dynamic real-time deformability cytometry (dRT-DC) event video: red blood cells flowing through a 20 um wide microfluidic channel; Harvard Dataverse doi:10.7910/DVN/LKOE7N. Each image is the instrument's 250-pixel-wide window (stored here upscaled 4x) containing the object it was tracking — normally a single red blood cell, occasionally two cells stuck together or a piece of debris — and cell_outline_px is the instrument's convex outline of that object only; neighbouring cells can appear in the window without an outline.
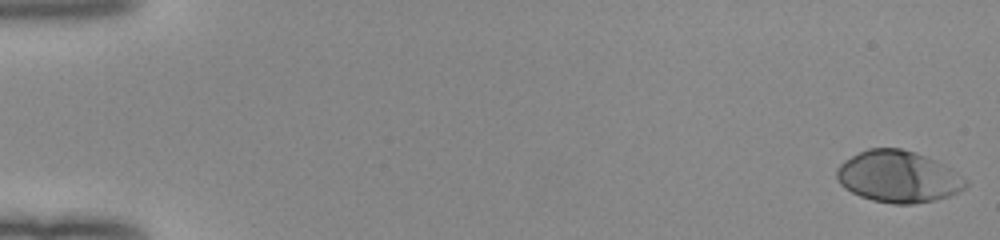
{"species": "human", "species_latin": "Homo sapiens", "temperature_condition": "room temperature", "stored_images_in_passage": 52, "camera_frame_rate_fps": 3000, "um_per_image_px": 0.085, "donor": {"sex": "female"}, "frame": {"image": 1, "passage_image": 1, "time_ms": 0.0, "image_size_px": [1000, 240], "cell_outline_px": [[968, 184], [960, 192], [936, 200], [912, 204], [892, 204], [872, 200], [860, 196], [844, 188], [836, 180], [836, 168], [844, 160], [868, 148], [900, 148], [924, 156], [940, 164], [968, 180]], "centroid_in_image_um": [76.3, 15.04], "position_along_channel_um": 8.7, "area_um2": 38.49}}
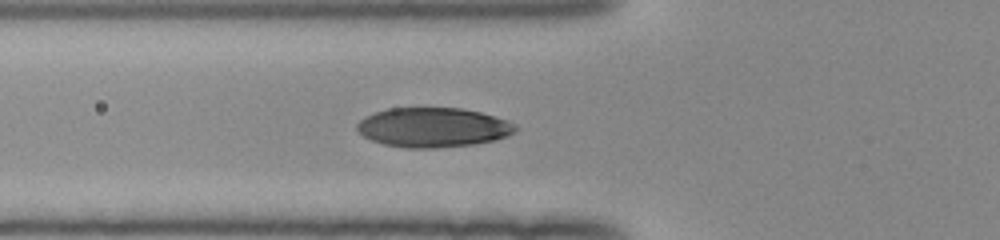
{"frame": {"image": 2, "passage_image": 20, "time_ms": 6.333, "image_size_px": [1000, 240], "cell_outline_px": [[520, 128], [508, 136], [492, 140], [472, 144], [432, 148], [408, 148], [384, 144], [372, 140], [364, 136], [356, 128], [356, 124], [364, 116], [388, 108], [464, 108], [480, 112], [508, 120], [516, 124]], "centroid_in_image_um": [36.83, 10.82], "position_along_channel_um": 89.0, "area_um2": 36.47}}
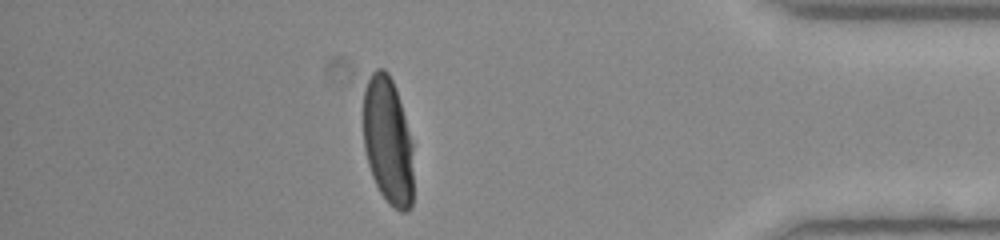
{"frame": {"image": 3, "passage_image": 46, "time_ms": 15.0, "image_size_px": [1000, 240], "cell_outline_px": [[412, 208], [408, 212], [400, 212], [388, 204], [380, 192], [372, 176], [368, 164], [364, 148], [364, 88], [372, 72], [376, 68], [384, 68], [388, 72], [392, 80], [404, 116], [412, 144]], "centroid_in_image_um": [32.96, 12.02], "position_along_channel_um": 402.2, "area_um2": 37.05}, "authors_computed_cell_mechanics": {"area_um2": 37.4255, "velocity_mm_per_s": 3.9951, "shape_relaxation_time_tau1_ms": 2.7575, "shape_relaxation_time_tau2_ms": null, "deformation_change_tau1": 0.1992, "deformation_change_tau2": null}}